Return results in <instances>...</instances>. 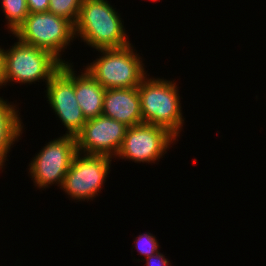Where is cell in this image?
Instances as JSON below:
<instances>
[{
	"mask_svg": "<svg viewBox=\"0 0 266 266\" xmlns=\"http://www.w3.org/2000/svg\"><path fill=\"white\" fill-rule=\"evenodd\" d=\"M76 153L75 136L64 134L45 144L28 168L35 186L47 188L52 184H58V187H61Z\"/></svg>",
	"mask_w": 266,
	"mask_h": 266,
	"instance_id": "6",
	"label": "cell"
},
{
	"mask_svg": "<svg viewBox=\"0 0 266 266\" xmlns=\"http://www.w3.org/2000/svg\"><path fill=\"white\" fill-rule=\"evenodd\" d=\"M0 3L8 21L7 29L14 34L29 15L27 0H0Z\"/></svg>",
	"mask_w": 266,
	"mask_h": 266,
	"instance_id": "14",
	"label": "cell"
},
{
	"mask_svg": "<svg viewBox=\"0 0 266 266\" xmlns=\"http://www.w3.org/2000/svg\"><path fill=\"white\" fill-rule=\"evenodd\" d=\"M17 41L10 49L3 50L5 85L32 84L39 80L47 85L63 63L49 51Z\"/></svg>",
	"mask_w": 266,
	"mask_h": 266,
	"instance_id": "4",
	"label": "cell"
},
{
	"mask_svg": "<svg viewBox=\"0 0 266 266\" xmlns=\"http://www.w3.org/2000/svg\"><path fill=\"white\" fill-rule=\"evenodd\" d=\"M102 115L128 127L143 123L138 87L106 89Z\"/></svg>",
	"mask_w": 266,
	"mask_h": 266,
	"instance_id": "11",
	"label": "cell"
},
{
	"mask_svg": "<svg viewBox=\"0 0 266 266\" xmlns=\"http://www.w3.org/2000/svg\"><path fill=\"white\" fill-rule=\"evenodd\" d=\"M127 129L125 124L103 115L88 119L76 136L77 152L114 158L122 146Z\"/></svg>",
	"mask_w": 266,
	"mask_h": 266,
	"instance_id": "10",
	"label": "cell"
},
{
	"mask_svg": "<svg viewBox=\"0 0 266 266\" xmlns=\"http://www.w3.org/2000/svg\"><path fill=\"white\" fill-rule=\"evenodd\" d=\"M74 71V93L86 120L102 115L105 88L85 69Z\"/></svg>",
	"mask_w": 266,
	"mask_h": 266,
	"instance_id": "12",
	"label": "cell"
},
{
	"mask_svg": "<svg viewBox=\"0 0 266 266\" xmlns=\"http://www.w3.org/2000/svg\"><path fill=\"white\" fill-rule=\"evenodd\" d=\"M83 155L80 152L75 154L60 188L75 200L89 201L102 189L107 175L110 174L112 158L102 155Z\"/></svg>",
	"mask_w": 266,
	"mask_h": 266,
	"instance_id": "7",
	"label": "cell"
},
{
	"mask_svg": "<svg viewBox=\"0 0 266 266\" xmlns=\"http://www.w3.org/2000/svg\"><path fill=\"white\" fill-rule=\"evenodd\" d=\"M134 242L136 246L133 247H136L139 254L146 258L159 252V243L157 242L156 237L149 232L140 234L136 237Z\"/></svg>",
	"mask_w": 266,
	"mask_h": 266,
	"instance_id": "16",
	"label": "cell"
},
{
	"mask_svg": "<svg viewBox=\"0 0 266 266\" xmlns=\"http://www.w3.org/2000/svg\"><path fill=\"white\" fill-rule=\"evenodd\" d=\"M14 36L26 45L35 46L52 53L62 63L61 51L75 38L74 25L64 17L49 11L29 13Z\"/></svg>",
	"mask_w": 266,
	"mask_h": 266,
	"instance_id": "5",
	"label": "cell"
},
{
	"mask_svg": "<svg viewBox=\"0 0 266 266\" xmlns=\"http://www.w3.org/2000/svg\"><path fill=\"white\" fill-rule=\"evenodd\" d=\"M97 51L102 56L85 69L105 89L138 87L147 76L142 58L134 52L133 45Z\"/></svg>",
	"mask_w": 266,
	"mask_h": 266,
	"instance_id": "3",
	"label": "cell"
},
{
	"mask_svg": "<svg viewBox=\"0 0 266 266\" xmlns=\"http://www.w3.org/2000/svg\"><path fill=\"white\" fill-rule=\"evenodd\" d=\"M145 261H147L146 266H171L170 261L160 252L145 258Z\"/></svg>",
	"mask_w": 266,
	"mask_h": 266,
	"instance_id": "18",
	"label": "cell"
},
{
	"mask_svg": "<svg viewBox=\"0 0 266 266\" xmlns=\"http://www.w3.org/2000/svg\"><path fill=\"white\" fill-rule=\"evenodd\" d=\"M178 138L167 129L142 123L128 127L122 146L116 155L137 163H153L167 153V149Z\"/></svg>",
	"mask_w": 266,
	"mask_h": 266,
	"instance_id": "9",
	"label": "cell"
},
{
	"mask_svg": "<svg viewBox=\"0 0 266 266\" xmlns=\"http://www.w3.org/2000/svg\"><path fill=\"white\" fill-rule=\"evenodd\" d=\"M138 93L143 123L161 126L177 138L185 118H182L176 83L145 77L138 86Z\"/></svg>",
	"mask_w": 266,
	"mask_h": 266,
	"instance_id": "2",
	"label": "cell"
},
{
	"mask_svg": "<svg viewBox=\"0 0 266 266\" xmlns=\"http://www.w3.org/2000/svg\"><path fill=\"white\" fill-rule=\"evenodd\" d=\"M46 96L50 107L67 128L66 135L77 136L86 119L74 93L73 65L63 63L46 85Z\"/></svg>",
	"mask_w": 266,
	"mask_h": 266,
	"instance_id": "8",
	"label": "cell"
},
{
	"mask_svg": "<svg viewBox=\"0 0 266 266\" xmlns=\"http://www.w3.org/2000/svg\"><path fill=\"white\" fill-rule=\"evenodd\" d=\"M83 0H50L48 11L75 24Z\"/></svg>",
	"mask_w": 266,
	"mask_h": 266,
	"instance_id": "15",
	"label": "cell"
},
{
	"mask_svg": "<svg viewBox=\"0 0 266 266\" xmlns=\"http://www.w3.org/2000/svg\"><path fill=\"white\" fill-rule=\"evenodd\" d=\"M50 0H27L29 13L47 12Z\"/></svg>",
	"mask_w": 266,
	"mask_h": 266,
	"instance_id": "17",
	"label": "cell"
},
{
	"mask_svg": "<svg viewBox=\"0 0 266 266\" xmlns=\"http://www.w3.org/2000/svg\"><path fill=\"white\" fill-rule=\"evenodd\" d=\"M4 49L0 47V86L5 85L4 77Z\"/></svg>",
	"mask_w": 266,
	"mask_h": 266,
	"instance_id": "19",
	"label": "cell"
},
{
	"mask_svg": "<svg viewBox=\"0 0 266 266\" xmlns=\"http://www.w3.org/2000/svg\"><path fill=\"white\" fill-rule=\"evenodd\" d=\"M10 104L0 97V169L5 165L11 146L23 133L19 110Z\"/></svg>",
	"mask_w": 266,
	"mask_h": 266,
	"instance_id": "13",
	"label": "cell"
},
{
	"mask_svg": "<svg viewBox=\"0 0 266 266\" xmlns=\"http://www.w3.org/2000/svg\"><path fill=\"white\" fill-rule=\"evenodd\" d=\"M106 0H83L74 24V35L92 48L110 49L128 46L123 21ZM77 35V36H76Z\"/></svg>",
	"mask_w": 266,
	"mask_h": 266,
	"instance_id": "1",
	"label": "cell"
}]
</instances>
